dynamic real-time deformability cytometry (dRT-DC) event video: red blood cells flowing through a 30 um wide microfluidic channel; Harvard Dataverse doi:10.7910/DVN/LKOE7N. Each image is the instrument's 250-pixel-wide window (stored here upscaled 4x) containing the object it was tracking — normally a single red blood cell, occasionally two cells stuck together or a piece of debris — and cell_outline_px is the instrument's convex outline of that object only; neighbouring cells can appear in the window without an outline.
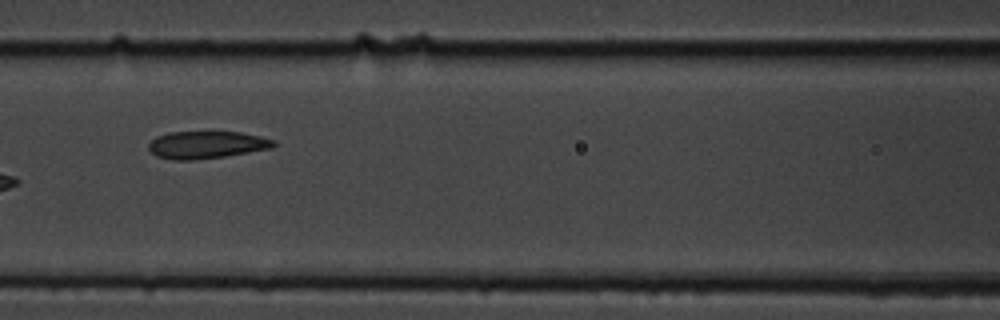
{"species": "common noctule bat (a hibernating species)", "species_latin": "Nyctalus noctula", "temperature_condition": "cold", "stored_images_in_passage": 11, "camera_frame_rate_fps": 3000, "um_per_image_px": 0.085, "animal": {"sex": "male", "body_mass_g": 19.5, "forearm_length_mm": 54.6}, "frame": {"image": 1, "passage_image": 7, "time_ms": 7.667, "image_size_px": [1000, 320], "cell_outline_px": [[276, 144], [272, 148], [224, 156], [196, 160], [172, 160], [156, 156], [148, 148], [148, 144], [156, 136], [168, 132], [240, 132], [260, 136], [276, 140]], "centroid_in_image_um": [17.55, 12.31], "position_along_channel_um": 149.1, "area_um2": 20.0}}
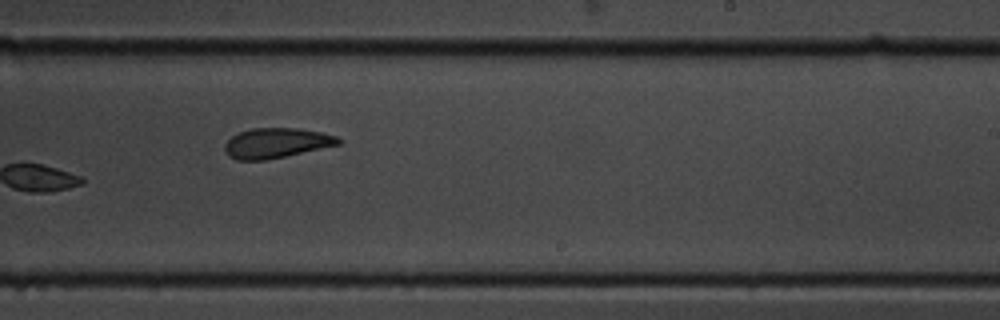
{"frame": {"image": 2, "passage_image": 10, "time_ms": 11.0, "image_size_px": [1000, 320], "cell_outline_px": [[340, 144], [284, 156], [264, 160], [236, 160], [228, 156], [224, 148], [224, 144], [232, 136], [240, 132], [252, 128], [300, 128], [320, 132], [336, 136], [340, 140]], "centroid_in_image_um": [23.45, 12.15], "position_along_channel_um": 265.6, "area_um2": 19.65}}
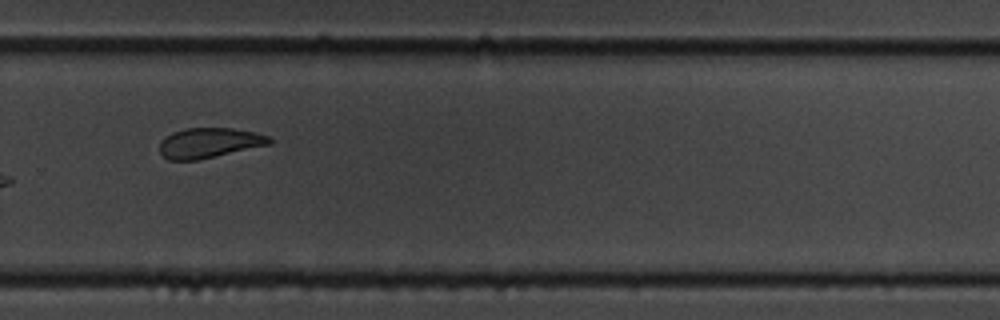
{"frame": {"image": 3, "passage_image": 11, "time_ms": 12.333, "image_size_px": [1000, 320], "cell_outline_px": [[272, 144], [200, 160], [168, 160], [160, 152], [160, 140], [172, 132], [184, 128], [232, 128], [256, 132], [268, 136], [272, 140]], "centroid_in_image_um": [17.79, 12.14], "position_along_channel_um": 312.0, "area_um2": 19.48}}